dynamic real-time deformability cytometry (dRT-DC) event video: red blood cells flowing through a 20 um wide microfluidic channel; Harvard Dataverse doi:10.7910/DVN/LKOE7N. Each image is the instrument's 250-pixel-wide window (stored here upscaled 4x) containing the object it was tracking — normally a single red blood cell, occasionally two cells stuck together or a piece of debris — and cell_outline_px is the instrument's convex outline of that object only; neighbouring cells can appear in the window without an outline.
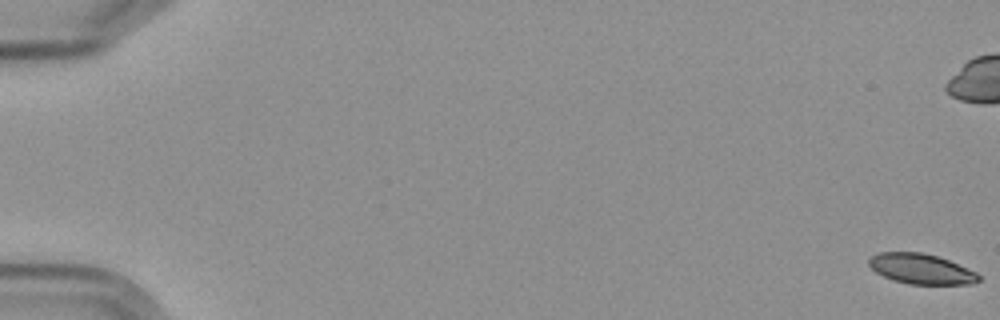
{"species": "Egyptian fruit bat (a non-hibernating species)", "species_latin": "Rousettus aegyptiacus", "temperature_condition": "cold", "stored_images_in_passage": 8, "camera_frame_rate_fps": 3000, "um_per_image_px": 0.085, "frame": {"image": 1, "passage_image": 1, "time_ms": 0.0, "image_size_px": [1000, 320], "cell_outline_px": [[980, 280], [972, 284], [908, 284], [892, 280], [876, 272], [868, 264], [868, 260], [872, 256], [880, 252], [924, 252], [948, 260], [976, 272], [980, 276]], "centroid_in_image_um": [78.29, 22.86], "position_along_channel_um": 6.7, "area_um2": 19.25}}